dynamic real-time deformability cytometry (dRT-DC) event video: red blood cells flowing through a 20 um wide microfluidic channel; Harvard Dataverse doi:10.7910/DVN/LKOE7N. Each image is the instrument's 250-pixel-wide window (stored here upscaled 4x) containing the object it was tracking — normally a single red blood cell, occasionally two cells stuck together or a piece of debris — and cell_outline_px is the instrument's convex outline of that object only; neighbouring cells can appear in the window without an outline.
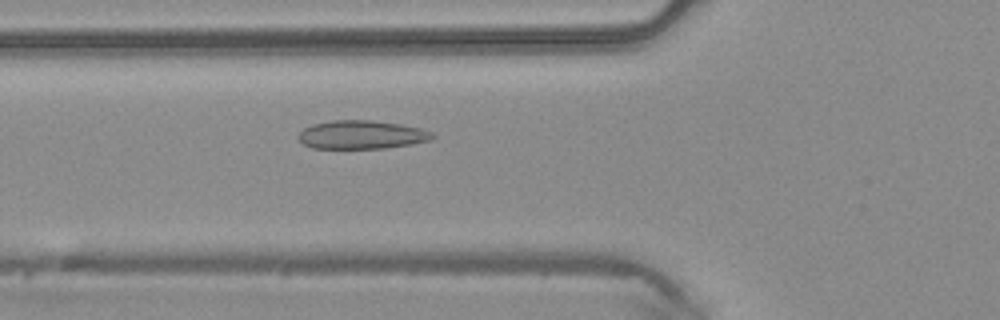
{"species": "common noctule bat (a hibernating species)", "species_latin": "Nyctalus noctula", "temperature_condition": "warm", "stored_images_in_passage": 47, "camera_frame_rate_fps": 3000, "um_per_image_px": 0.085, "animal": {"sex": "male", "body_mass_g": 20.4}, "frame": {"image": 1, "passage_image": 17, "time_ms": 5.333, "image_size_px": [1000, 320], "cell_outline_px": [[436, 136], [432, 140], [412, 144], [384, 148], [312, 148], [304, 144], [300, 140], [300, 132], [304, 128], [312, 124], [332, 120], [372, 120], [400, 124], [420, 128], [432, 132]], "centroid_in_image_um": [30.77, 11.45], "position_along_channel_um": 95.0, "area_um2": 22.2}}
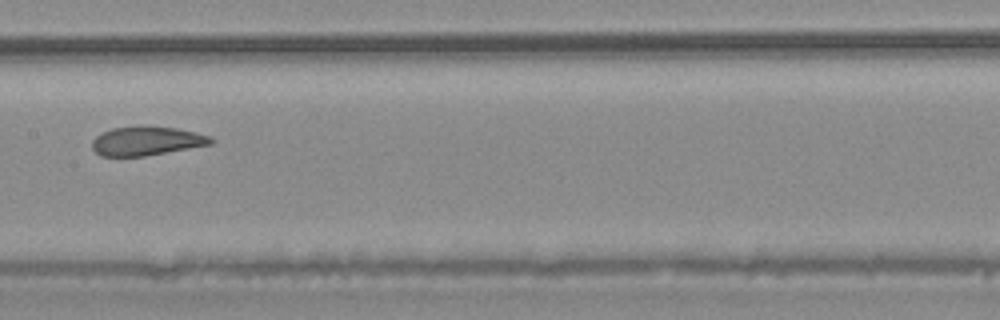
{"frame": {"image": 2, "passage_image": 24, "time_ms": 7.667, "image_size_px": [1000, 320], "cell_outline_px": [[216, 140], [212, 144], [144, 156], [100, 156], [92, 148], [92, 140], [96, 136], [112, 128], [140, 124], [144, 124], [176, 128], [212, 136]], "centroid_in_image_um": [12.47, 11.95], "position_along_channel_um": 194.9, "area_um2": 20.4}}
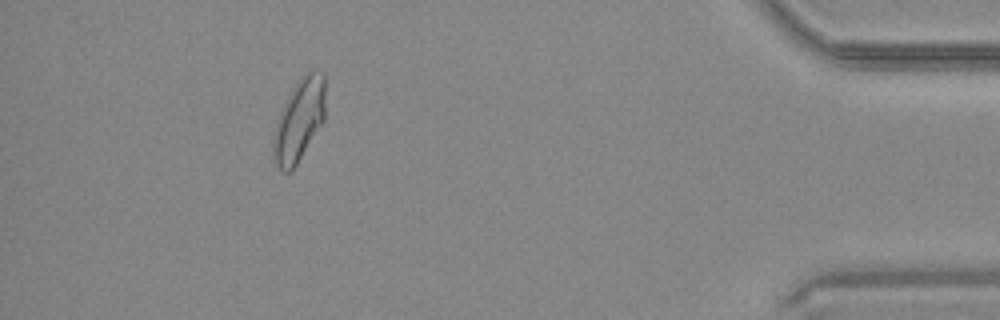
{"frame": {"image": 3, "passage_image": 43, "time_ms": 14.0, "image_size_px": [1000, 320], "cell_outline_px": [[324, 120], [296, 164], [288, 172], [284, 172], [276, 164], [272, 148], [276, 124], [280, 112], [292, 88], [300, 76], [304, 72], [324, 72]], "centroid_in_image_um": [25.42, 10.18], "position_along_channel_um": 409.8, "area_um2": 24.33}}